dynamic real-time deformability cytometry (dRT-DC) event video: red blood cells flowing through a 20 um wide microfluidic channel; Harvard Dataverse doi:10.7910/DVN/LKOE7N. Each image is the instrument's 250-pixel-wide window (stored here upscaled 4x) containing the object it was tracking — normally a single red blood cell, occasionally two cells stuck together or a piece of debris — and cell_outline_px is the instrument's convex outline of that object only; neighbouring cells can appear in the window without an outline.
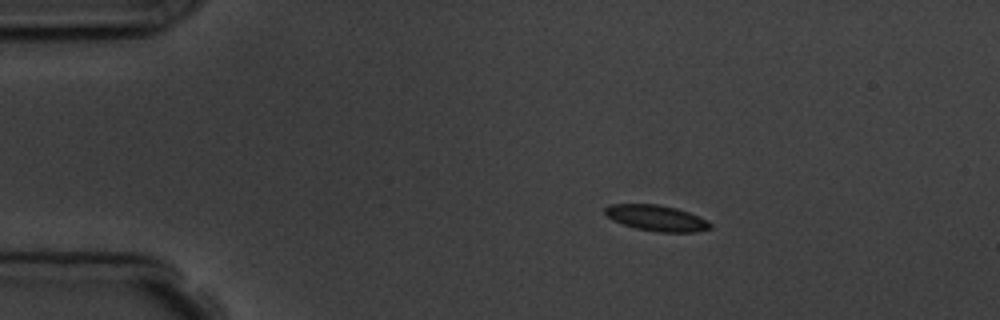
{"species": "common noctule bat (a hibernating species)", "species_latin": "Nyctalus noctula", "temperature_condition": "room temperature", "stored_images_in_passage": 5, "camera_frame_rate_fps": 3000, "um_per_image_px": 0.085, "animal": {"sex": "male", "body_mass_g": 19.5, "forearm_length_mm": 54.6}, "frame": {"image": 1, "passage_image": 2, "time_ms": 2.0, "image_size_px": [1000, 320], "cell_outline_px": [[712, 228], [696, 232], [656, 232], [636, 228], [612, 220], [604, 216], [604, 208], [608, 204], [660, 204], [676, 208], [688, 212], [708, 220], [712, 224]], "centroid_in_image_um": [55.79, 18.53], "position_along_channel_um": 29.2, "area_um2": 16.07}}
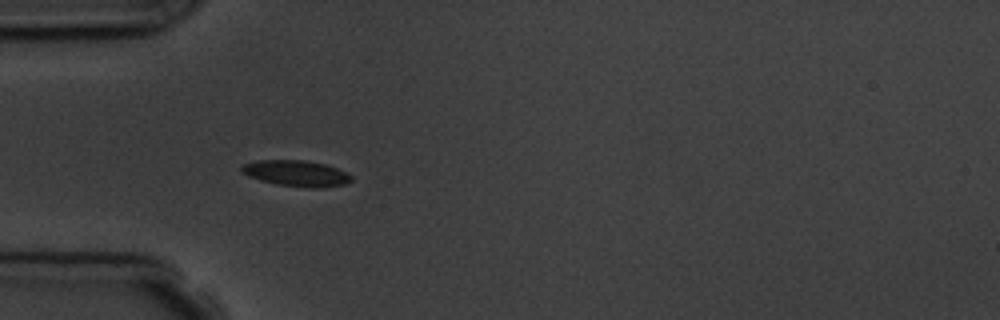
{"frame": {"image": 2, "passage_image": 4, "time_ms": 4.333, "image_size_px": [1000, 320], "cell_outline_px": [[352, 180], [344, 184], [316, 188], [308, 188], [276, 184], [260, 180], [248, 176], [240, 172], [240, 168], [244, 164], [256, 160], [304, 160], [324, 164], [336, 168], [352, 176]], "centroid_in_image_um": [25.14, 14.73], "position_along_channel_um": 59.9, "area_um2": 16.53}}